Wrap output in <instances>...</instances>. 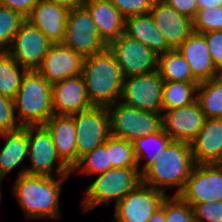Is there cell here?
<instances>
[{"label": "cell", "mask_w": 222, "mask_h": 222, "mask_svg": "<svg viewBox=\"0 0 222 222\" xmlns=\"http://www.w3.org/2000/svg\"><path fill=\"white\" fill-rule=\"evenodd\" d=\"M69 177L49 175H18L12 194L26 215V219L60 218L59 199L61 186Z\"/></svg>", "instance_id": "6da1fadb"}, {"label": "cell", "mask_w": 222, "mask_h": 222, "mask_svg": "<svg viewBox=\"0 0 222 222\" xmlns=\"http://www.w3.org/2000/svg\"><path fill=\"white\" fill-rule=\"evenodd\" d=\"M81 75L92 106L109 107L120 101L124 76L108 47L84 58Z\"/></svg>", "instance_id": "7a4b0ae2"}, {"label": "cell", "mask_w": 222, "mask_h": 222, "mask_svg": "<svg viewBox=\"0 0 222 222\" xmlns=\"http://www.w3.org/2000/svg\"><path fill=\"white\" fill-rule=\"evenodd\" d=\"M195 165L190 143L172 141L141 174V180L143 184L165 194L168 188L176 187L173 195H179Z\"/></svg>", "instance_id": "3957f363"}, {"label": "cell", "mask_w": 222, "mask_h": 222, "mask_svg": "<svg viewBox=\"0 0 222 222\" xmlns=\"http://www.w3.org/2000/svg\"><path fill=\"white\" fill-rule=\"evenodd\" d=\"M20 127L43 126L53 115L52 84L37 70H27L14 98Z\"/></svg>", "instance_id": "277c9868"}, {"label": "cell", "mask_w": 222, "mask_h": 222, "mask_svg": "<svg viewBox=\"0 0 222 222\" xmlns=\"http://www.w3.org/2000/svg\"><path fill=\"white\" fill-rule=\"evenodd\" d=\"M141 174L138 168H112L98 177L85 190L82 206L84 212L112 200L115 205L140 183Z\"/></svg>", "instance_id": "5b68a950"}, {"label": "cell", "mask_w": 222, "mask_h": 222, "mask_svg": "<svg viewBox=\"0 0 222 222\" xmlns=\"http://www.w3.org/2000/svg\"><path fill=\"white\" fill-rule=\"evenodd\" d=\"M110 117V136L134 140L160 131L162 114L136 109L121 101L107 107Z\"/></svg>", "instance_id": "8992f818"}, {"label": "cell", "mask_w": 222, "mask_h": 222, "mask_svg": "<svg viewBox=\"0 0 222 222\" xmlns=\"http://www.w3.org/2000/svg\"><path fill=\"white\" fill-rule=\"evenodd\" d=\"M28 155L31 165L28 168L23 167L19 173L53 175L54 162L58 161L55 175L57 177H69L72 175L71 169L60 159L56 147L53 143L52 136L44 126H28Z\"/></svg>", "instance_id": "52a82bcc"}, {"label": "cell", "mask_w": 222, "mask_h": 222, "mask_svg": "<svg viewBox=\"0 0 222 222\" xmlns=\"http://www.w3.org/2000/svg\"><path fill=\"white\" fill-rule=\"evenodd\" d=\"M63 44L84 58L102 52L108 45L100 37L95 22L84 6L69 11Z\"/></svg>", "instance_id": "ba28073f"}, {"label": "cell", "mask_w": 222, "mask_h": 222, "mask_svg": "<svg viewBox=\"0 0 222 222\" xmlns=\"http://www.w3.org/2000/svg\"><path fill=\"white\" fill-rule=\"evenodd\" d=\"M164 80L159 71L124 78L120 101L127 106L163 113Z\"/></svg>", "instance_id": "9c48e42d"}, {"label": "cell", "mask_w": 222, "mask_h": 222, "mask_svg": "<svg viewBox=\"0 0 222 222\" xmlns=\"http://www.w3.org/2000/svg\"><path fill=\"white\" fill-rule=\"evenodd\" d=\"M107 47L115 56L124 78L158 70L159 56L138 40L125 34L111 41Z\"/></svg>", "instance_id": "30bf717a"}, {"label": "cell", "mask_w": 222, "mask_h": 222, "mask_svg": "<svg viewBox=\"0 0 222 222\" xmlns=\"http://www.w3.org/2000/svg\"><path fill=\"white\" fill-rule=\"evenodd\" d=\"M76 129L78 162L95 147L103 145L110 137V117L107 107H96L71 116Z\"/></svg>", "instance_id": "8fae6325"}, {"label": "cell", "mask_w": 222, "mask_h": 222, "mask_svg": "<svg viewBox=\"0 0 222 222\" xmlns=\"http://www.w3.org/2000/svg\"><path fill=\"white\" fill-rule=\"evenodd\" d=\"M179 196L192 207L222 201V164H196Z\"/></svg>", "instance_id": "7c38bea8"}, {"label": "cell", "mask_w": 222, "mask_h": 222, "mask_svg": "<svg viewBox=\"0 0 222 222\" xmlns=\"http://www.w3.org/2000/svg\"><path fill=\"white\" fill-rule=\"evenodd\" d=\"M51 45L46 35L26 18L7 52L20 66L37 70Z\"/></svg>", "instance_id": "4fadbf2b"}, {"label": "cell", "mask_w": 222, "mask_h": 222, "mask_svg": "<svg viewBox=\"0 0 222 222\" xmlns=\"http://www.w3.org/2000/svg\"><path fill=\"white\" fill-rule=\"evenodd\" d=\"M166 197L141 182L115 205L114 222H147Z\"/></svg>", "instance_id": "5bb4252c"}, {"label": "cell", "mask_w": 222, "mask_h": 222, "mask_svg": "<svg viewBox=\"0 0 222 222\" xmlns=\"http://www.w3.org/2000/svg\"><path fill=\"white\" fill-rule=\"evenodd\" d=\"M205 114L198 100L181 108L167 110L162 114L164 131L173 141L191 143L205 122Z\"/></svg>", "instance_id": "9a60e30c"}, {"label": "cell", "mask_w": 222, "mask_h": 222, "mask_svg": "<svg viewBox=\"0 0 222 222\" xmlns=\"http://www.w3.org/2000/svg\"><path fill=\"white\" fill-rule=\"evenodd\" d=\"M83 61L81 54L64 44H52L37 71L53 85L82 74Z\"/></svg>", "instance_id": "2e32d148"}, {"label": "cell", "mask_w": 222, "mask_h": 222, "mask_svg": "<svg viewBox=\"0 0 222 222\" xmlns=\"http://www.w3.org/2000/svg\"><path fill=\"white\" fill-rule=\"evenodd\" d=\"M54 115L72 116L92 108L82 75L52 85Z\"/></svg>", "instance_id": "e0dca14e"}, {"label": "cell", "mask_w": 222, "mask_h": 222, "mask_svg": "<svg viewBox=\"0 0 222 222\" xmlns=\"http://www.w3.org/2000/svg\"><path fill=\"white\" fill-rule=\"evenodd\" d=\"M150 14L173 49L178 48L193 32L192 20L171 8L165 1L153 2Z\"/></svg>", "instance_id": "ac0fdd59"}, {"label": "cell", "mask_w": 222, "mask_h": 222, "mask_svg": "<svg viewBox=\"0 0 222 222\" xmlns=\"http://www.w3.org/2000/svg\"><path fill=\"white\" fill-rule=\"evenodd\" d=\"M177 49L188 62L193 77L199 83L221 74L213 63L203 34L193 31Z\"/></svg>", "instance_id": "d6986e66"}, {"label": "cell", "mask_w": 222, "mask_h": 222, "mask_svg": "<svg viewBox=\"0 0 222 222\" xmlns=\"http://www.w3.org/2000/svg\"><path fill=\"white\" fill-rule=\"evenodd\" d=\"M69 10L56 3L41 0L27 17L52 44H63Z\"/></svg>", "instance_id": "ffe728a7"}, {"label": "cell", "mask_w": 222, "mask_h": 222, "mask_svg": "<svg viewBox=\"0 0 222 222\" xmlns=\"http://www.w3.org/2000/svg\"><path fill=\"white\" fill-rule=\"evenodd\" d=\"M190 145L196 164L222 163V118H206Z\"/></svg>", "instance_id": "44dd1931"}, {"label": "cell", "mask_w": 222, "mask_h": 222, "mask_svg": "<svg viewBox=\"0 0 222 222\" xmlns=\"http://www.w3.org/2000/svg\"><path fill=\"white\" fill-rule=\"evenodd\" d=\"M43 126L51 134L58 156L72 170L78 163L74 119L53 115Z\"/></svg>", "instance_id": "7402d4cb"}, {"label": "cell", "mask_w": 222, "mask_h": 222, "mask_svg": "<svg viewBox=\"0 0 222 222\" xmlns=\"http://www.w3.org/2000/svg\"><path fill=\"white\" fill-rule=\"evenodd\" d=\"M95 22L100 37L109 44L125 31V18L110 0H85L83 5Z\"/></svg>", "instance_id": "603a6c76"}, {"label": "cell", "mask_w": 222, "mask_h": 222, "mask_svg": "<svg viewBox=\"0 0 222 222\" xmlns=\"http://www.w3.org/2000/svg\"><path fill=\"white\" fill-rule=\"evenodd\" d=\"M124 34L138 40L158 56L173 49L155 25L150 13L126 18Z\"/></svg>", "instance_id": "cb8c5ba5"}, {"label": "cell", "mask_w": 222, "mask_h": 222, "mask_svg": "<svg viewBox=\"0 0 222 222\" xmlns=\"http://www.w3.org/2000/svg\"><path fill=\"white\" fill-rule=\"evenodd\" d=\"M6 142L0 151V176L4 177L21 165L28 155V126L0 134Z\"/></svg>", "instance_id": "d4e9b609"}, {"label": "cell", "mask_w": 222, "mask_h": 222, "mask_svg": "<svg viewBox=\"0 0 222 222\" xmlns=\"http://www.w3.org/2000/svg\"><path fill=\"white\" fill-rule=\"evenodd\" d=\"M172 141L173 140L163 128L156 133L134 140L133 147L139 173L142 174L151 164H153L157 155H160ZM143 158L147 161H145V164L141 169L139 164Z\"/></svg>", "instance_id": "484cf974"}, {"label": "cell", "mask_w": 222, "mask_h": 222, "mask_svg": "<svg viewBox=\"0 0 222 222\" xmlns=\"http://www.w3.org/2000/svg\"><path fill=\"white\" fill-rule=\"evenodd\" d=\"M158 71L164 81L198 82L180 51L171 49L159 56Z\"/></svg>", "instance_id": "4316f807"}, {"label": "cell", "mask_w": 222, "mask_h": 222, "mask_svg": "<svg viewBox=\"0 0 222 222\" xmlns=\"http://www.w3.org/2000/svg\"><path fill=\"white\" fill-rule=\"evenodd\" d=\"M198 85L199 82L164 81L163 113L195 102L197 100Z\"/></svg>", "instance_id": "83f0119b"}, {"label": "cell", "mask_w": 222, "mask_h": 222, "mask_svg": "<svg viewBox=\"0 0 222 222\" xmlns=\"http://www.w3.org/2000/svg\"><path fill=\"white\" fill-rule=\"evenodd\" d=\"M197 100L206 118H222V74L199 83Z\"/></svg>", "instance_id": "f1b7e54d"}, {"label": "cell", "mask_w": 222, "mask_h": 222, "mask_svg": "<svg viewBox=\"0 0 222 222\" xmlns=\"http://www.w3.org/2000/svg\"><path fill=\"white\" fill-rule=\"evenodd\" d=\"M26 71L8 52H0V94L14 100Z\"/></svg>", "instance_id": "f546056e"}, {"label": "cell", "mask_w": 222, "mask_h": 222, "mask_svg": "<svg viewBox=\"0 0 222 222\" xmlns=\"http://www.w3.org/2000/svg\"><path fill=\"white\" fill-rule=\"evenodd\" d=\"M109 157V138L103 145L95 147L91 152L82 156L71 170H78L79 174H102L112 169Z\"/></svg>", "instance_id": "4dcf8cb0"}, {"label": "cell", "mask_w": 222, "mask_h": 222, "mask_svg": "<svg viewBox=\"0 0 222 222\" xmlns=\"http://www.w3.org/2000/svg\"><path fill=\"white\" fill-rule=\"evenodd\" d=\"M25 19L21 13L0 5V52H7Z\"/></svg>", "instance_id": "1f68e13d"}, {"label": "cell", "mask_w": 222, "mask_h": 222, "mask_svg": "<svg viewBox=\"0 0 222 222\" xmlns=\"http://www.w3.org/2000/svg\"><path fill=\"white\" fill-rule=\"evenodd\" d=\"M109 157L113 168H137L133 142L109 137Z\"/></svg>", "instance_id": "d6a6232c"}, {"label": "cell", "mask_w": 222, "mask_h": 222, "mask_svg": "<svg viewBox=\"0 0 222 222\" xmlns=\"http://www.w3.org/2000/svg\"><path fill=\"white\" fill-rule=\"evenodd\" d=\"M192 23L193 31L201 34L222 30V6L199 8Z\"/></svg>", "instance_id": "836d02e7"}, {"label": "cell", "mask_w": 222, "mask_h": 222, "mask_svg": "<svg viewBox=\"0 0 222 222\" xmlns=\"http://www.w3.org/2000/svg\"><path fill=\"white\" fill-rule=\"evenodd\" d=\"M165 198L166 222H195L192 206L179 195Z\"/></svg>", "instance_id": "e575fe53"}, {"label": "cell", "mask_w": 222, "mask_h": 222, "mask_svg": "<svg viewBox=\"0 0 222 222\" xmlns=\"http://www.w3.org/2000/svg\"><path fill=\"white\" fill-rule=\"evenodd\" d=\"M15 113L14 100L0 94V134L20 128Z\"/></svg>", "instance_id": "d590c367"}, {"label": "cell", "mask_w": 222, "mask_h": 222, "mask_svg": "<svg viewBox=\"0 0 222 222\" xmlns=\"http://www.w3.org/2000/svg\"><path fill=\"white\" fill-rule=\"evenodd\" d=\"M123 17L129 18L150 13L152 0H110Z\"/></svg>", "instance_id": "8d00e7d4"}, {"label": "cell", "mask_w": 222, "mask_h": 222, "mask_svg": "<svg viewBox=\"0 0 222 222\" xmlns=\"http://www.w3.org/2000/svg\"><path fill=\"white\" fill-rule=\"evenodd\" d=\"M192 208L195 222H222V201L196 204Z\"/></svg>", "instance_id": "74e56055"}, {"label": "cell", "mask_w": 222, "mask_h": 222, "mask_svg": "<svg viewBox=\"0 0 222 222\" xmlns=\"http://www.w3.org/2000/svg\"><path fill=\"white\" fill-rule=\"evenodd\" d=\"M216 69L222 74V30L203 33Z\"/></svg>", "instance_id": "f35d334b"}, {"label": "cell", "mask_w": 222, "mask_h": 222, "mask_svg": "<svg viewBox=\"0 0 222 222\" xmlns=\"http://www.w3.org/2000/svg\"><path fill=\"white\" fill-rule=\"evenodd\" d=\"M181 15L193 20L199 9L197 0H164Z\"/></svg>", "instance_id": "ab89813d"}, {"label": "cell", "mask_w": 222, "mask_h": 222, "mask_svg": "<svg viewBox=\"0 0 222 222\" xmlns=\"http://www.w3.org/2000/svg\"><path fill=\"white\" fill-rule=\"evenodd\" d=\"M39 1L41 0H0V5L17 11L27 18Z\"/></svg>", "instance_id": "60d3db41"}, {"label": "cell", "mask_w": 222, "mask_h": 222, "mask_svg": "<svg viewBox=\"0 0 222 222\" xmlns=\"http://www.w3.org/2000/svg\"><path fill=\"white\" fill-rule=\"evenodd\" d=\"M68 9L69 11L83 7L85 0H47Z\"/></svg>", "instance_id": "b9f144b4"}, {"label": "cell", "mask_w": 222, "mask_h": 222, "mask_svg": "<svg viewBox=\"0 0 222 222\" xmlns=\"http://www.w3.org/2000/svg\"><path fill=\"white\" fill-rule=\"evenodd\" d=\"M147 222H166L165 199L162 201L161 207L154 212Z\"/></svg>", "instance_id": "7bdbcfd3"}, {"label": "cell", "mask_w": 222, "mask_h": 222, "mask_svg": "<svg viewBox=\"0 0 222 222\" xmlns=\"http://www.w3.org/2000/svg\"><path fill=\"white\" fill-rule=\"evenodd\" d=\"M199 8H214L222 6V0H197Z\"/></svg>", "instance_id": "ee69618b"}, {"label": "cell", "mask_w": 222, "mask_h": 222, "mask_svg": "<svg viewBox=\"0 0 222 222\" xmlns=\"http://www.w3.org/2000/svg\"><path fill=\"white\" fill-rule=\"evenodd\" d=\"M3 179H4V177H1V176H0V202H1V197H2V196H1V182H2Z\"/></svg>", "instance_id": "f6af8a7d"}, {"label": "cell", "mask_w": 222, "mask_h": 222, "mask_svg": "<svg viewBox=\"0 0 222 222\" xmlns=\"http://www.w3.org/2000/svg\"><path fill=\"white\" fill-rule=\"evenodd\" d=\"M153 2H160V1H164V0H152Z\"/></svg>", "instance_id": "bcb514c9"}]
</instances>
